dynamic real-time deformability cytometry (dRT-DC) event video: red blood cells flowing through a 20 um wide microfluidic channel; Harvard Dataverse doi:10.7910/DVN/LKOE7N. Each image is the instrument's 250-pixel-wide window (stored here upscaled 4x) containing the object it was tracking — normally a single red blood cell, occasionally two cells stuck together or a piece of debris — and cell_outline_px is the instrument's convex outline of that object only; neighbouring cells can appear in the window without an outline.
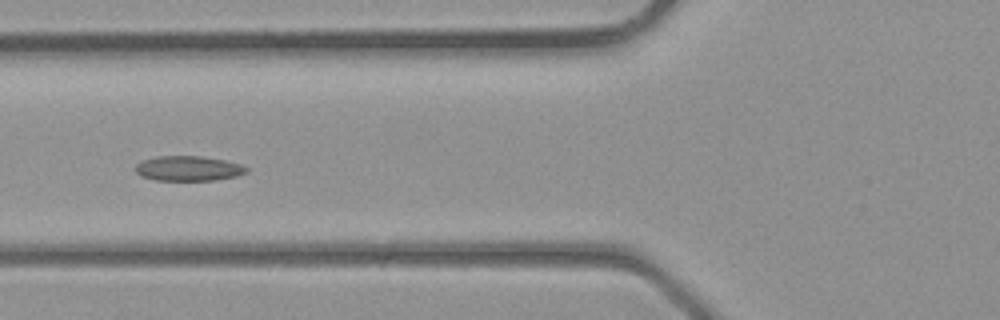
{"species": "common noctule bat (a hibernating species)", "species_latin": "Nyctalus noctula", "temperature_condition": "room temperature", "stored_images_in_passage": 21, "camera_frame_rate_fps": 3000, "um_per_image_px": 0.085, "animal": {"sex": "male", "body_mass_g": 23.1, "forearm_length_mm": 52.7}, "frame": {"image": 1, "passage_image": 4, "time_ms": 1.0, "image_size_px": [1000, 320], "cell_outline_px": [[248, 172], [236, 176], [216, 180], [156, 180], [140, 176], [136, 172], [136, 164], [140, 160], [156, 156], [200, 156], [224, 160], [240, 164], [248, 168]], "centroid_in_image_um": [15.99, 14.31], "position_along_channel_um": 109.8, "area_um2": 16.18}}
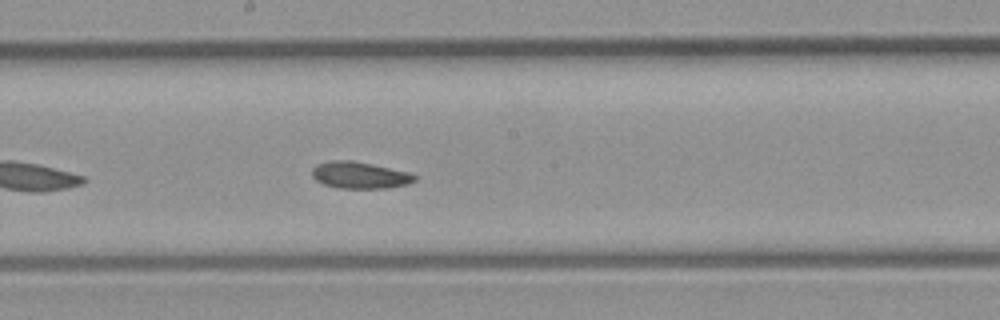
{"frame": {"image": 2, "passage_image": 10, "time_ms": 3.0, "image_size_px": [1000, 320], "cell_outline_px": [[416, 180], [408, 184], [388, 188], [336, 188], [324, 184], [316, 180], [312, 176], [312, 168], [316, 164], [332, 160], [352, 160], [372, 164], [408, 172], [416, 176]], "centroid_in_image_um": [30.55, 14.89], "position_along_channel_um": 217.6, "area_um2": 16.01}}
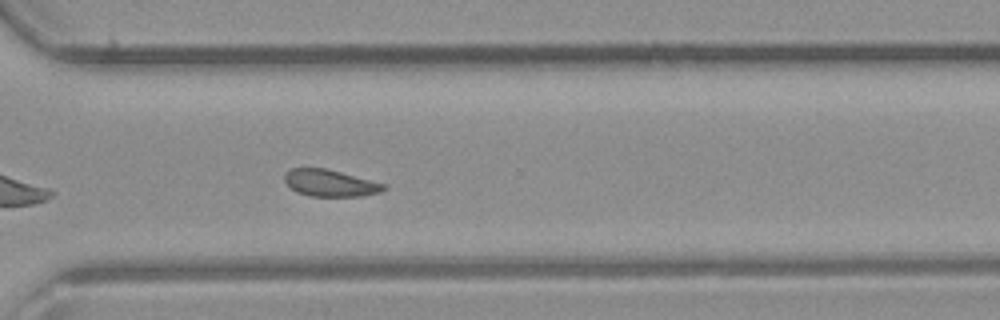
{"frame": {"image": 3, "passage_image": 17, "time_ms": 5.333, "image_size_px": [1000, 320], "cell_outline_px": [[388, 188], [380, 192], [360, 196], [312, 196], [296, 192], [284, 180], [284, 176], [292, 168], [324, 168], [340, 172], [384, 184]], "centroid_in_image_um": [28.06, 15.57], "position_along_channel_um": 342.5, "area_um2": 15.14}}